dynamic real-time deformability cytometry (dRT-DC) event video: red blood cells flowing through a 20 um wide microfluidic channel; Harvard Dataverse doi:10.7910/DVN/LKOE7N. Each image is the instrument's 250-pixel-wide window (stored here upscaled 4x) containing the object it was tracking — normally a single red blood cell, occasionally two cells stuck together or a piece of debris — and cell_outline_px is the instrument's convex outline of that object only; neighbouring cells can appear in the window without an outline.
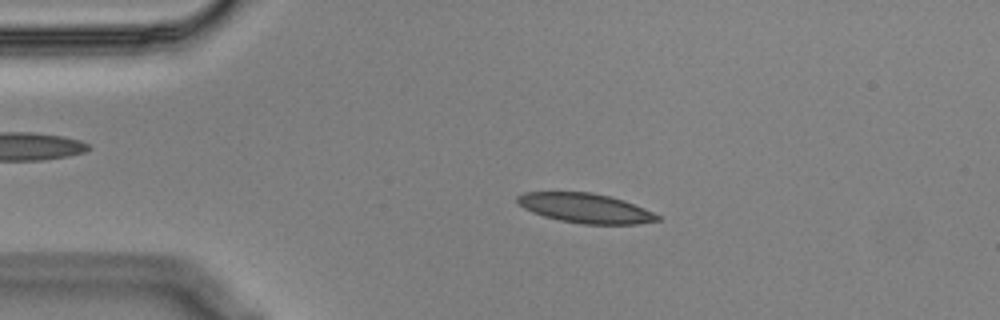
{"species": "Egyptian fruit bat (a non-hibernating species)", "species_latin": "Rousettus aegyptiacus", "temperature_condition": "cold", "stored_images_in_passage": 54, "camera_frame_rate_fps": 3000, "um_per_image_px": 0.085, "animal": {"sex": "male"}, "frame": {"image": 1, "passage_image": 10, "time_ms": 3.0, "image_size_px": [1000, 320], "cell_outline_px": [[660, 220], [640, 224], [580, 224], [560, 220], [544, 216], [532, 212], [524, 208], [516, 200], [516, 196], [524, 192], [592, 192], [624, 200], [644, 208], [660, 216]], "centroid_in_image_um": [49.76, 17.69], "position_along_channel_um": 35.2, "area_um2": 24.1}}
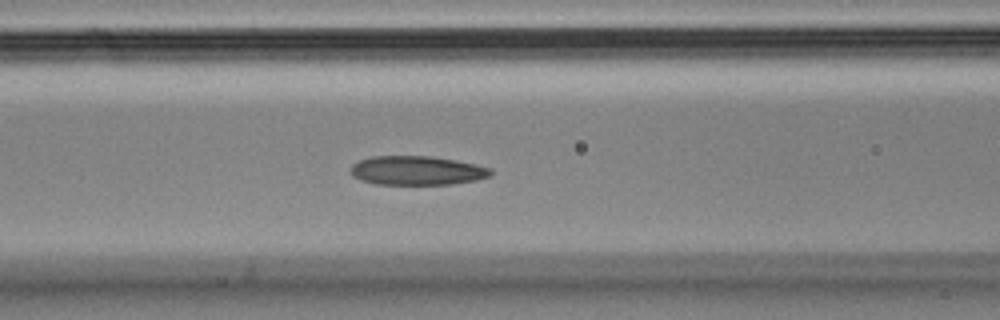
{"frame": {"image": 2, "passage_image": 21, "time_ms": 6.667, "image_size_px": [1000, 320], "cell_outline_px": [[492, 176], [476, 180], [452, 184], [376, 184], [360, 180], [352, 176], [352, 164], [360, 160], [372, 156], [432, 156], [456, 160], [476, 164], [492, 168]], "centroid_in_image_um": [35.47, 14.49], "position_along_channel_um": 131.1, "area_um2": 23.81}}
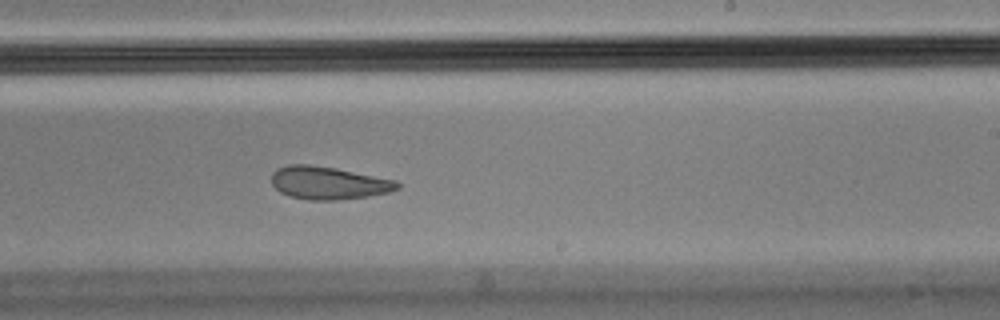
{"frame": {"image": 3, "passage_image": 32, "time_ms": 10.333, "image_size_px": [1000, 320], "cell_outline_px": [[400, 188], [388, 192], [368, 196], [336, 200], [308, 200], [288, 196], [280, 192], [272, 184], [272, 172], [276, 168], [288, 164], [308, 164], [336, 168], [396, 180], [400, 184]], "centroid_in_image_um": [27.89, 15.54], "position_along_channel_um": 261.1, "area_um2": 24.16}, "authors_computed_cell_mechanics": {"area_um2": 24.565, "velocity_mm_per_s": 3.5462, "shape_relaxation_time_tau1_ms": null, "shape_relaxation_time_tau2_ms": 3.9202, "deformation_change_tau1": null, "deformation_change_tau2": 0.1132}}